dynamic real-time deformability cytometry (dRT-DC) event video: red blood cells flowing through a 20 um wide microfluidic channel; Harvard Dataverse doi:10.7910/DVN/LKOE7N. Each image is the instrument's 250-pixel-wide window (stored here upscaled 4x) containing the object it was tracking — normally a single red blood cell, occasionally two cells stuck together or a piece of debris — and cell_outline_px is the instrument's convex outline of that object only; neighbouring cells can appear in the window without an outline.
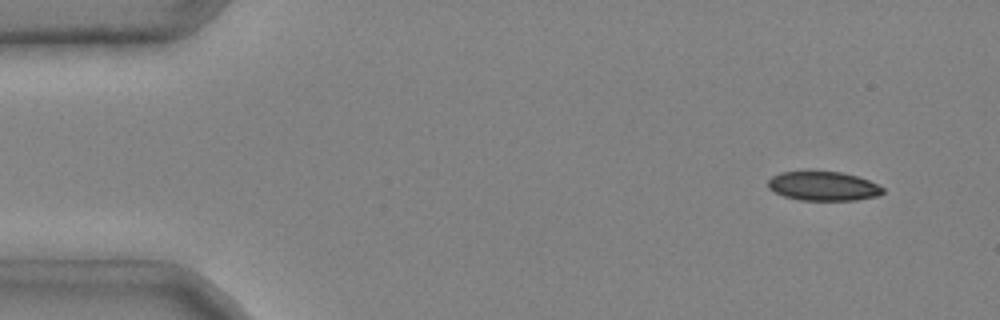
{"species": "common noctule bat (a hibernating species)", "species_latin": "Nyctalus noctula", "temperature_condition": "cold", "stored_images_in_passage": 4, "camera_frame_rate_fps": 3000, "um_per_image_px": 0.085, "animal": {"sex": "male", "body_mass_g": 20.4}, "frame": {"image": 1, "passage_image": 1, "time_ms": 0.0, "image_size_px": [1000, 320], "cell_outline_px": [[884, 192], [880, 196], [856, 200], [800, 200], [784, 196], [768, 188], [768, 180], [772, 176], [780, 172], [840, 172], [856, 176], [868, 180], [884, 188]], "centroid_in_image_um": [69.99, 15.83], "position_along_channel_um": 15.0, "area_um2": 19.36}}
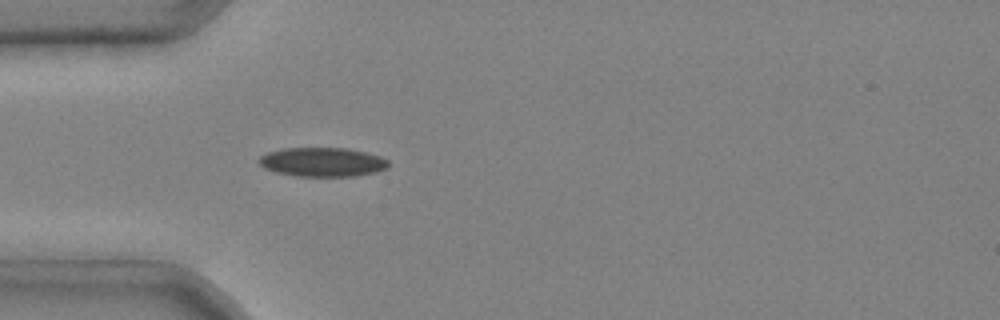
{"frame": {"image": 2, "passage_image": 4, "time_ms": 1.0, "image_size_px": [1000, 320], "cell_outline_px": [[388, 168], [376, 172], [352, 176], [296, 176], [276, 172], [264, 168], [256, 160], [260, 156], [268, 152], [284, 148], [348, 148], [380, 156], [388, 160]], "centroid_in_image_um": [27.39, 13.77], "position_along_channel_um": 57.6, "area_um2": 21.96}}